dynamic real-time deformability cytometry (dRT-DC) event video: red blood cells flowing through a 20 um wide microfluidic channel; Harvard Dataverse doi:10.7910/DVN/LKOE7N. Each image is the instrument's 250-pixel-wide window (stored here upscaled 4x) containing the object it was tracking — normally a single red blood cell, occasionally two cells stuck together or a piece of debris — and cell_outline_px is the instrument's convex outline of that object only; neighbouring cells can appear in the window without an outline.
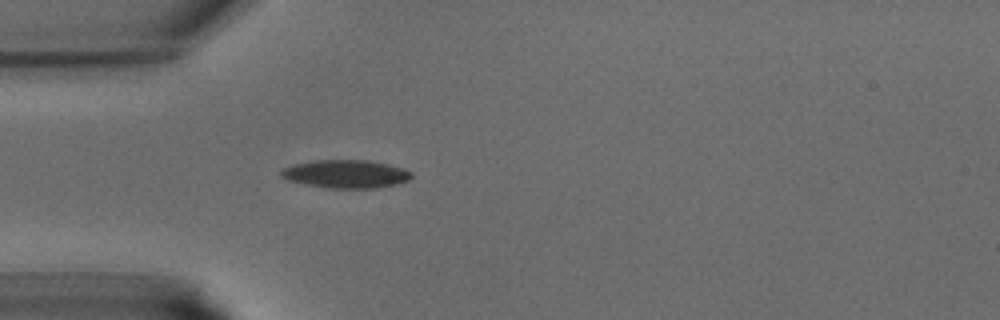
{"species": "common noctule bat (a hibernating species)", "species_latin": "Nyctalus noctula", "temperature_condition": "warm", "stored_images_in_passage": 31, "camera_frame_rate_fps": 3000, "um_per_image_px": 0.085, "animal": {"sex": "male", "body_mass_g": 15.6}, "frame": {"image": 1, "passage_image": 2, "time_ms": 0.333, "image_size_px": [1000, 320], "cell_outline_px": [[412, 176], [408, 180], [400, 184], [376, 188], [328, 188], [288, 180], [280, 176], [280, 168], [292, 164], [316, 160], [368, 160], [388, 164], [404, 168], [412, 172]], "centroid_in_image_um": [29.41, 14.78], "position_along_channel_um": 55.6, "area_um2": 21.56}}
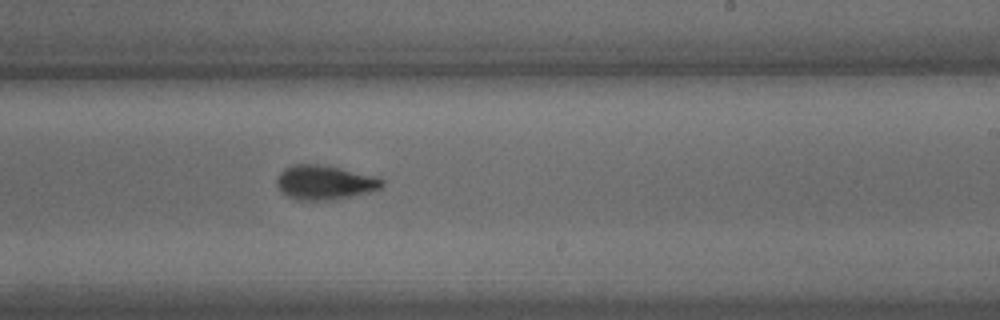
{"frame": {"image": 2, "passage_image": 15, "time_ms": 4.667, "image_size_px": [1000, 320], "cell_outline_px": [[384, 184], [380, 188], [368, 192], [336, 200], [304, 200], [288, 196], [276, 184], [276, 176], [284, 168], [292, 164], [316, 164], [340, 168], [376, 176], [384, 180]], "centroid_in_image_um": [27.6, 15.5], "position_along_channel_um": 261.4, "area_um2": 20.98}}
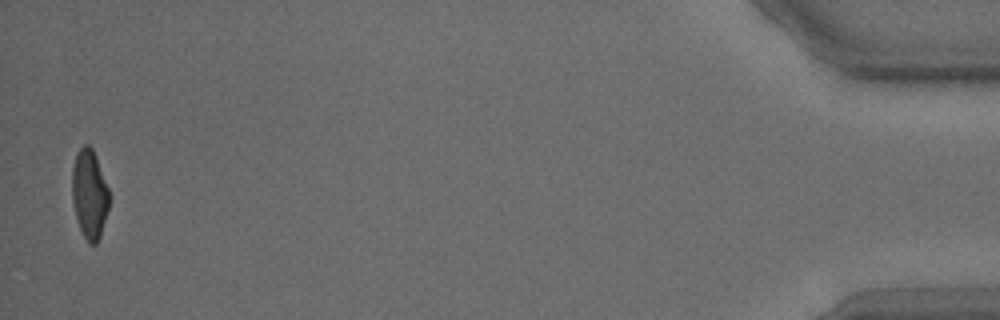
{"frame": {"image": 3, "passage_image": 31, "time_ms": 10.0, "image_size_px": [1000, 320], "cell_outline_px": [[108, 208], [100, 236], [96, 244], [88, 244], [80, 228], [76, 216], [72, 200], [72, 168], [76, 152], [84, 144], [88, 144], [92, 148], [96, 156], [108, 188]], "centroid_in_image_um": [7.58, 16.47], "position_along_channel_um": 427.6, "area_um2": 19.07}}